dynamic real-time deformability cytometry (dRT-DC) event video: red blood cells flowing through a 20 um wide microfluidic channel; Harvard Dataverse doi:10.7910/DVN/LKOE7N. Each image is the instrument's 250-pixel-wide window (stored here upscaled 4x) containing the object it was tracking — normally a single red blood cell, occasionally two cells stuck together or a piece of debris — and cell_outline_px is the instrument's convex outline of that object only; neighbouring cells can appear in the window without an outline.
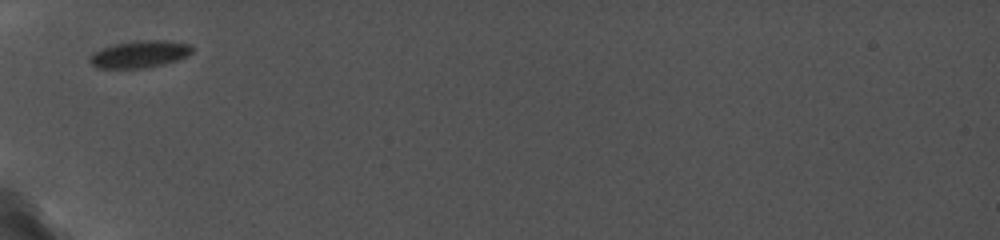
{"species": "common noctule bat (a hibernating species)", "species_latin": "Nyctalus noctula", "temperature_condition": "cold", "stored_images_in_passage": 25, "camera_frame_rate_fps": 5000, "um_per_image_px": 0.085, "animal": {"sex": "female", "body_mass_g": 19.0, "forearm_length_mm": 56.7}, "frame": {"image": 1, "passage_image": 1, "time_ms": 0.0, "image_size_px": [1000, 240], "cell_outline_px": [[192, 52], [188, 56], [164, 64], [148, 68], [96, 68], [88, 60], [92, 52], [100, 48], [112, 44], [140, 40], [164, 40], [188, 44], [192, 48]], "centroid_in_image_um": [11.83, 4.61], "position_along_channel_um": 73.2, "area_um2": 16.3}}
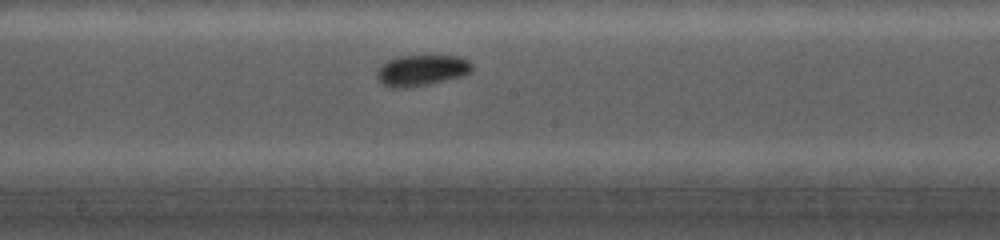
{"frame": {"image": 2, "passage_image": 8, "time_ms": 3.8, "image_size_px": [1000, 240], "cell_outline_px": [[472, 72], [464, 76], [428, 84], [408, 88], [392, 88], [384, 84], [376, 76], [376, 72], [388, 60], [396, 56], [460, 56], [468, 60], [472, 64]], "centroid_in_image_um": [35.87, 5.98], "position_along_channel_um": 212.3, "area_um2": 17.17}}
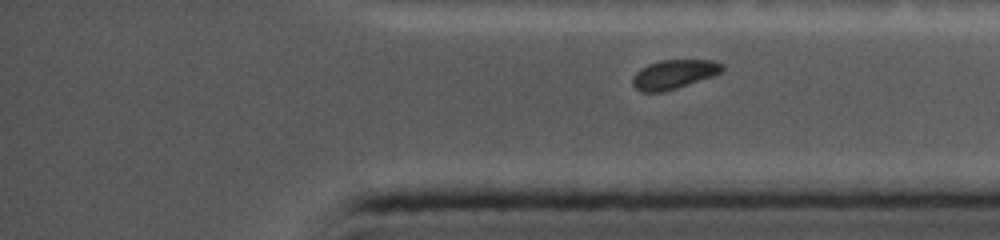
{"frame": {"image": 3, "passage_image": 25, "time_ms": 8.2, "image_size_px": [1000, 240], "cell_outline_px": [[724, 68], [720, 72], [712, 76], [664, 92], [640, 92], [632, 84], [632, 76], [640, 68], [648, 64], [660, 60], [712, 60], [724, 64]], "centroid_in_image_um": [57.24, 6.31], "position_along_channel_um": 378.0, "area_um2": 15.2}}